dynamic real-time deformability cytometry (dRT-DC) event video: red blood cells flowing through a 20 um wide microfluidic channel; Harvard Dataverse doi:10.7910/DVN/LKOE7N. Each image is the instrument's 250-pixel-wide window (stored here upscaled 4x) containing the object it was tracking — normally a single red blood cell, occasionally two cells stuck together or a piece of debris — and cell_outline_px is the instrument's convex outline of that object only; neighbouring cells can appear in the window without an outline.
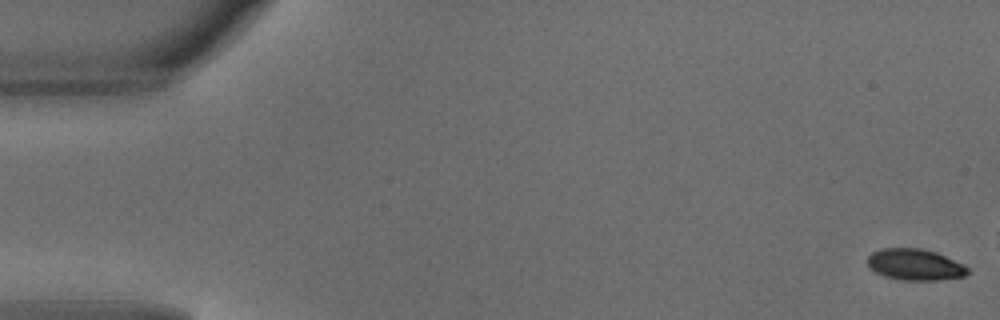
{"species": "common noctule bat (a hibernating species)", "species_latin": "Nyctalus noctula", "temperature_condition": "warm", "stored_images_in_passage": 10, "camera_frame_rate_fps": 3000, "um_per_image_px": 0.085, "animal": {"sex": "male", "body_mass_g": 18.8}, "frame": {"image": 1, "passage_image": 1, "time_ms": 0.0, "image_size_px": [1000, 320], "cell_outline_px": [[968, 272], [964, 276], [936, 280], [900, 280], [884, 276], [868, 268], [868, 256], [872, 252], [880, 248], [920, 248], [936, 252], [964, 264], [968, 268]], "centroid_in_image_um": [77.74, 22.48], "position_along_channel_um": 7.3, "area_um2": 18.32}}